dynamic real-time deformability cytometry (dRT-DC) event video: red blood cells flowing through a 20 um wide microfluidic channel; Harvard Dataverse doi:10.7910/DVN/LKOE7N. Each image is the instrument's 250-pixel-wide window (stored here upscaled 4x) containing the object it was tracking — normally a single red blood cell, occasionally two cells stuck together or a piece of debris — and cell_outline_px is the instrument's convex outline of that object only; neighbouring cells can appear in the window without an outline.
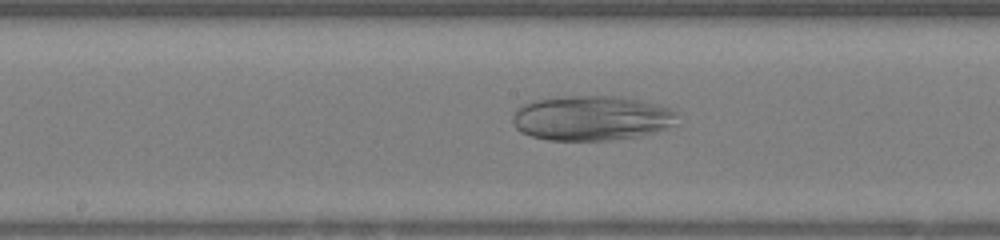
{"species": "human", "species_latin": "Homo sapiens", "temperature_condition": "warm", "stored_images_in_passage": 51, "camera_frame_rate_fps": 3000, "um_per_image_px": 0.085, "donor": {"sex": "female"}, "frame": {"image": 1, "passage_image": 25, "time_ms": 8.0, "image_size_px": [1000, 240], "cell_outline_px": [[680, 124], [640, 136], [612, 140], [548, 140], [532, 136], [520, 132], [516, 128], [512, 120], [512, 116], [524, 104], [536, 100], [556, 96], [620, 96], [640, 100], [656, 104], [668, 108], [676, 112]], "centroid_in_image_um": [50.32, 10.04], "position_along_channel_um": 197.9, "area_um2": 43.29}}
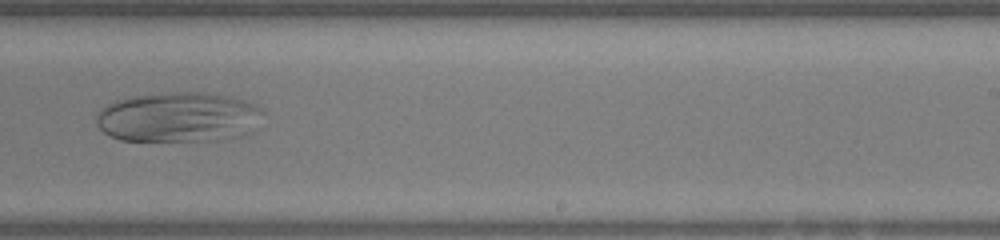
{"frame": {"image": 2, "passage_image": 31, "time_ms": 10.0, "image_size_px": [1000, 240], "cell_outline_px": [[264, 112], [260, 128], [252, 132], [240, 136], [216, 140], [120, 140], [104, 132], [96, 124], [96, 116], [100, 108], [116, 100], [132, 96], [168, 92], [200, 92], [232, 96], [256, 104], [264, 108]], "centroid_in_image_um": [15.26, 9.95], "position_along_channel_um": 273.7, "area_um2": 49.25}}